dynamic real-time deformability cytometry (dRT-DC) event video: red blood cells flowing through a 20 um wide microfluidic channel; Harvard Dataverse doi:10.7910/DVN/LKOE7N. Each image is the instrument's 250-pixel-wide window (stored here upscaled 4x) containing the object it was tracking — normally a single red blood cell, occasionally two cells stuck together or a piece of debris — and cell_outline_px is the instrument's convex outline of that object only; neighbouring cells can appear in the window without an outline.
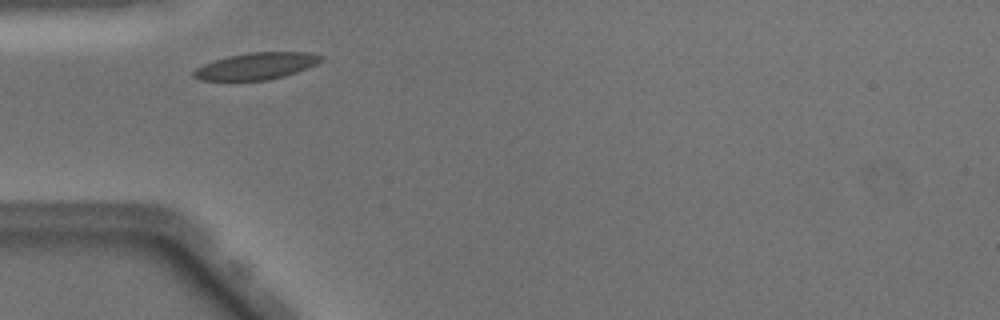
{"species": "Egyptian fruit bat (a non-hibernating species)", "species_latin": "Rousettus aegyptiacus", "temperature_condition": "warm", "stored_images_in_passage": 37, "camera_frame_rate_fps": 3000, "um_per_image_px": 0.085, "animal": {"sex": "male"}, "frame": {"image": 1, "passage_image": 3, "time_ms": 0.667, "image_size_px": [1000, 320], "cell_outline_px": [[324, 60], [308, 68], [284, 76], [268, 80], [200, 80], [192, 76], [192, 72], [196, 68], [204, 64], [228, 56], [248, 52], [308, 52], [324, 56]], "centroid_in_image_um": [21.81, 5.61], "position_along_channel_um": 63.2, "area_um2": 19.88}}
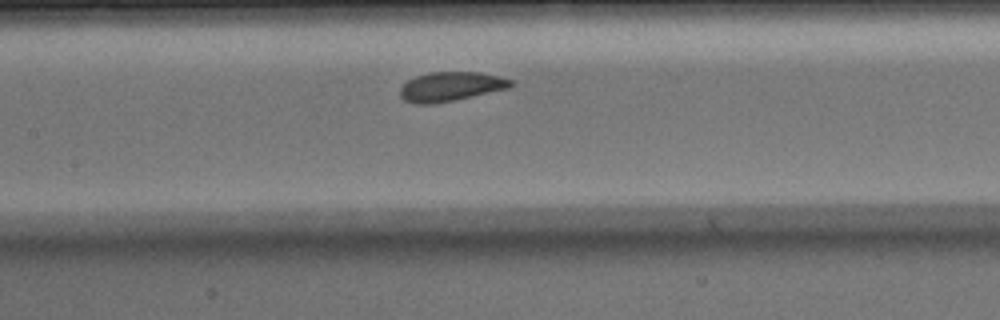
{"frame": {"image": 2, "passage_image": 11, "time_ms": 3.333, "image_size_px": [1000, 320], "cell_outline_px": [[516, 84], [512, 88], [456, 100], [432, 104], [416, 104], [404, 100], [400, 96], [400, 88], [408, 80], [416, 76], [432, 72], [480, 72], [500, 76], [512, 80]], "centroid_in_image_um": [38.38, 7.36], "position_along_channel_um": 169.0, "area_um2": 19.19}}
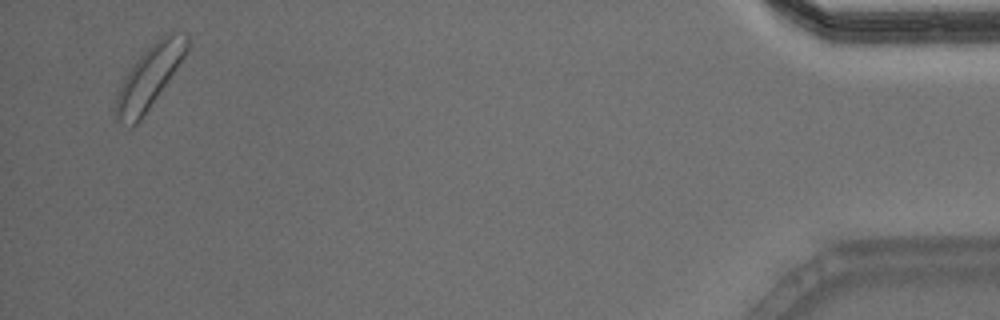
{"frame": {"image": 3, "passage_image": 36, "time_ms": 11.667, "image_size_px": [1000, 320], "cell_outline_px": [[188, 52], [140, 120], [136, 124], [132, 124], [120, 120], [116, 116], [112, 108], [116, 96], [124, 76], [132, 64], [164, 32], [176, 32], [188, 36]], "centroid_in_image_um": [12.69, 6.49], "position_along_channel_um": 422.5, "area_um2": 25.37}, "authors_computed_cell_mechanics": {"area_um2": 19.4208, "velocity_mm_per_s": 3.996, "shape_relaxation_time_tau1_ms": 2.7426, "shape_relaxation_time_tau2_ms": null, "deformation_change_tau1": 0.0909, "deformation_change_tau2": null}}